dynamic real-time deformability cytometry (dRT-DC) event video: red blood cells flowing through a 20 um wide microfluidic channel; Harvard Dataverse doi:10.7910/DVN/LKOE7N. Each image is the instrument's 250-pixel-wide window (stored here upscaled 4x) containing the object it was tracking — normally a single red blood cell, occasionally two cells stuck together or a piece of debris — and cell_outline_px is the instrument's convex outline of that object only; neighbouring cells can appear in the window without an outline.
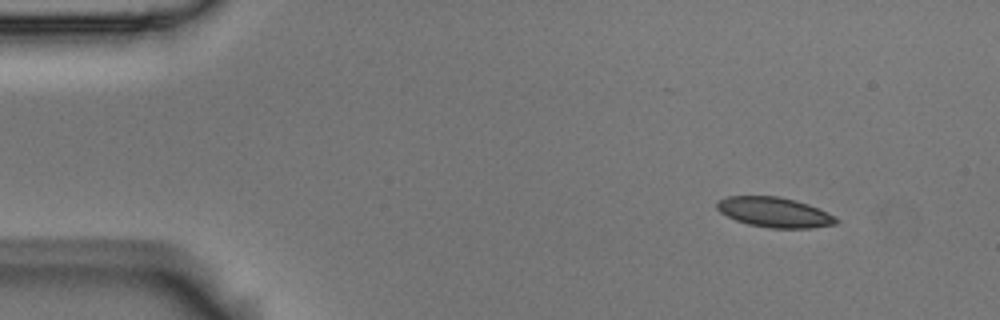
{"species": "Egyptian fruit bat (a non-hibernating species)", "species_latin": "Rousettus aegyptiacus", "temperature_condition": "room temperature", "stored_images_in_passage": 8, "camera_frame_rate_fps": 3000, "um_per_image_px": 0.085, "animal": {"sex": "male"}, "frame": {"image": 1, "passage_image": 1, "time_ms": 0.0, "image_size_px": [1000, 320], "cell_outline_px": [[840, 220], [836, 224], [812, 228], [768, 228], [748, 224], [736, 220], [720, 212], [716, 208], [716, 200], [728, 196], [780, 196], [796, 200], [808, 204], [828, 212], [836, 216]], "centroid_in_image_um": [65.84, 18.04], "position_along_channel_um": 19.2, "area_um2": 21.1}}
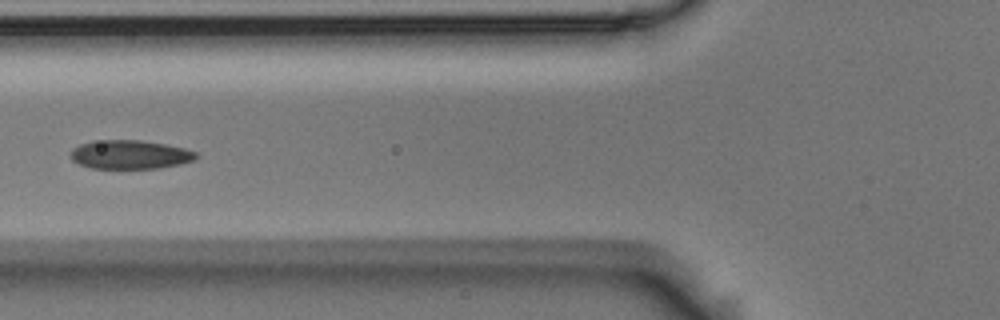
{"frame": {"image": 2, "passage_image": 5, "time_ms": 1.333, "image_size_px": [1000, 320], "cell_outline_px": [[200, 156], [196, 160], [180, 164], [160, 168], [92, 168], [80, 164], [72, 160], [68, 156], [68, 152], [72, 148], [80, 144], [92, 140], [140, 140], [164, 144], [184, 148], [200, 152]], "centroid_in_image_um": [11.06, 13.13], "position_along_channel_um": 114.7, "area_um2": 21.44}}
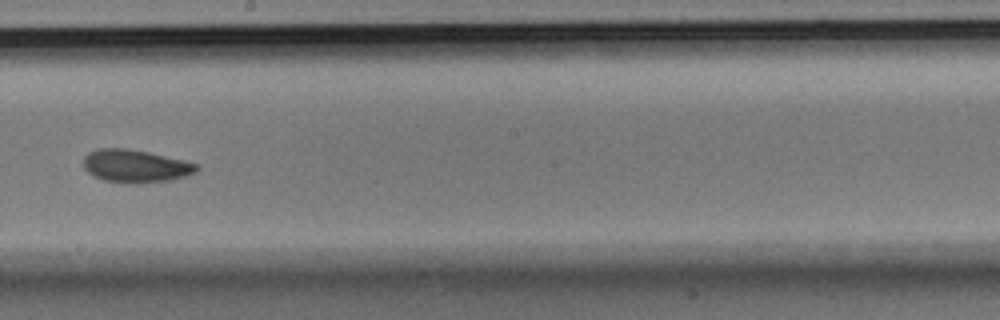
{"frame": {"image": 3, "passage_image": 8, "time_ms": 2.333, "image_size_px": [1000, 320], "cell_outline_px": [[200, 168], [196, 172], [184, 176], [168, 180], [136, 184], [132, 184], [104, 180], [92, 176], [84, 168], [84, 156], [88, 152], [100, 148], [128, 148], [148, 152], [184, 160], [200, 164]], "centroid_in_image_um": [11.51, 14.11], "position_along_channel_um": 236.7, "area_um2": 21.79}}